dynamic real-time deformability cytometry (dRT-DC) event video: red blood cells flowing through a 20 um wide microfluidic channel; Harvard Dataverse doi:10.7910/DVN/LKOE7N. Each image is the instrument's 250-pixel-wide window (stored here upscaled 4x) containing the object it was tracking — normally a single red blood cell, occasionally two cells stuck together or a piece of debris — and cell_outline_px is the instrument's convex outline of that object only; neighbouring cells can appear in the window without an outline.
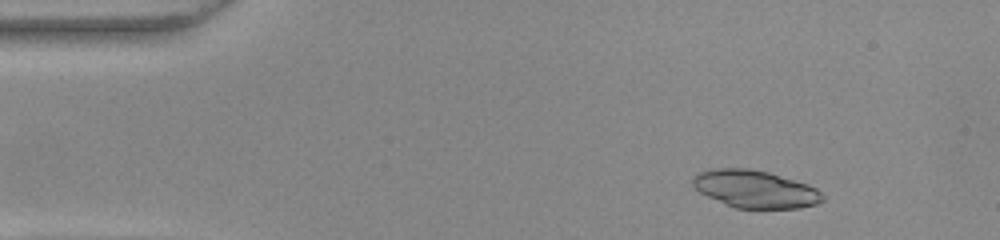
{"species": "common noctule bat (a hibernating species)", "species_latin": "Nyctalus noctula", "temperature_condition": "warm", "stored_images_in_passage": 52, "camera_frame_rate_fps": 3000, "um_per_image_px": 0.085, "animal": {"sex": "female", "body_mass_g": 22.0, "forearm_length_mm": 56.7}, "frame": {"image": 1, "passage_image": 6, "time_ms": 1.667, "image_size_px": [1000, 240], "cell_outline_px": [[824, 200], [816, 204], [800, 208], [736, 208], [708, 196], [700, 192], [692, 184], [692, 180], [696, 172], [712, 168], [748, 168], [768, 172], [808, 184], [816, 188], [824, 196]], "centroid_in_image_um": [64.18, 16.06], "position_along_channel_um": 20.8, "area_um2": 28.32}}